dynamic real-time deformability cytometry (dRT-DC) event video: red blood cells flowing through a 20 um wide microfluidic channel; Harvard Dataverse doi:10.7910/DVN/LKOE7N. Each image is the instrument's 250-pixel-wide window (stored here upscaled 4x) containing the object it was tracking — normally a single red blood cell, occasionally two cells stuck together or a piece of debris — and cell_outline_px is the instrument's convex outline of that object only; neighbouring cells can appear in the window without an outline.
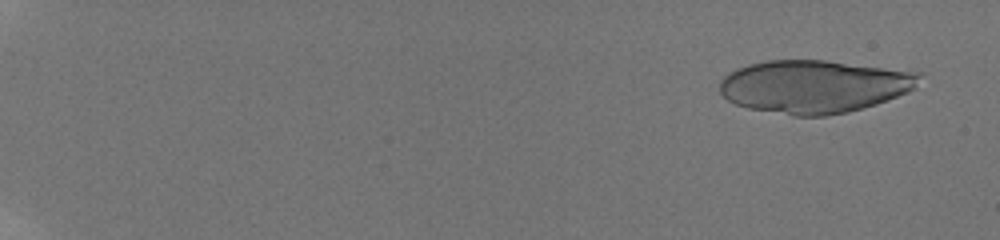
{"species": "human", "species_latin": "Homo sapiens", "temperature_condition": "room temperature", "stored_images_in_passage": 26, "camera_frame_rate_fps": 3000, "um_per_image_px": 0.085, "donor": {"sex": "male"}, "frame": {"image": 1, "passage_image": 4, "time_ms": 1.0, "image_size_px": [1000, 240], "cell_outline_px": [[924, 72], [916, 88], [908, 92], [876, 104], [848, 112], [824, 116], [796, 116], [748, 108], [736, 104], [728, 100], [720, 92], [720, 80], [728, 72], [736, 68], [748, 64], [768, 60], [824, 60]], "centroid_in_image_um": [69.23, 7.34], "position_along_channel_um": 15.8, "area_um2": 61.96}}